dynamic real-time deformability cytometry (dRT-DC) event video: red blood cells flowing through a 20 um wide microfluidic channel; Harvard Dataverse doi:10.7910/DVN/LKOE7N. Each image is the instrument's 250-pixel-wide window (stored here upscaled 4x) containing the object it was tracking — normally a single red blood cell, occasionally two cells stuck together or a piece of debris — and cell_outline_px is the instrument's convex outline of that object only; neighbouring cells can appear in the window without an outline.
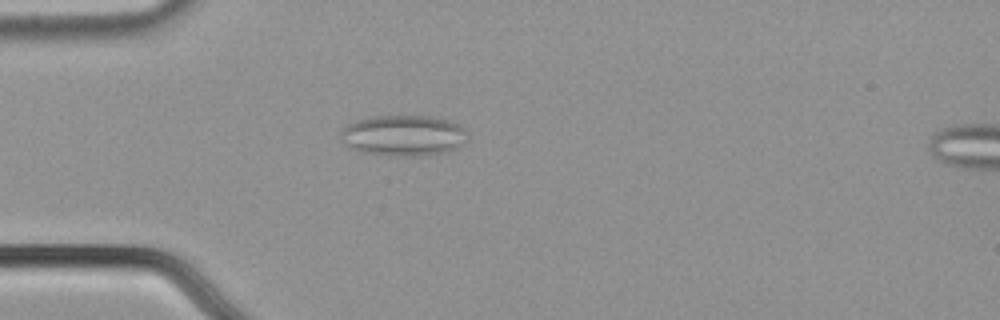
{"species": "common noctule bat (a hibernating species)", "species_latin": "Nyctalus noctula", "temperature_condition": "cold", "stored_images_in_passage": 41, "camera_frame_rate_fps": 3000, "um_per_image_px": 0.085, "animal": {"sex": "male", "body_mass_g": 21.5, "forearm_length_mm": 52.0}, "frame": {"image": 1, "passage_image": 2, "time_ms": 0.333, "image_size_px": [1000, 320], "cell_outline_px": [[468, 140], [456, 148], [448, 152], [412, 156], [400, 156], [364, 152], [352, 148], [344, 144], [340, 140], [340, 132], [348, 124], [360, 120], [376, 116], [428, 116], [460, 124], [468, 132]], "centroid_in_image_um": [34.33, 11.52], "position_along_channel_um": 50.7, "area_um2": 30.0}}
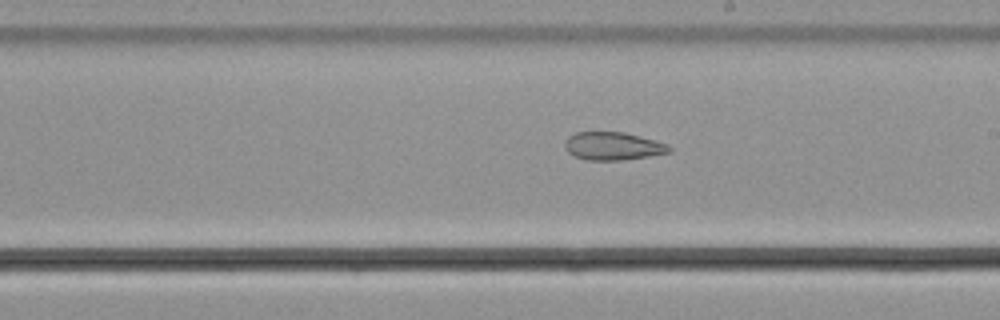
{"frame": {"image": 2, "passage_image": 18, "time_ms": 5.667, "image_size_px": [1000, 320], "cell_outline_px": [[672, 152], [624, 160], [588, 160], [576, 156], [568, 152], [564, 144], [564, 140], [568, 136], [576, 132], [624, 132], [656, 140], [668, 144], [672, 148]], "centroid_in_image_um": [52.12, 12.41], "position_along_channel_um": 236.9, "area_um2": 17.11}}
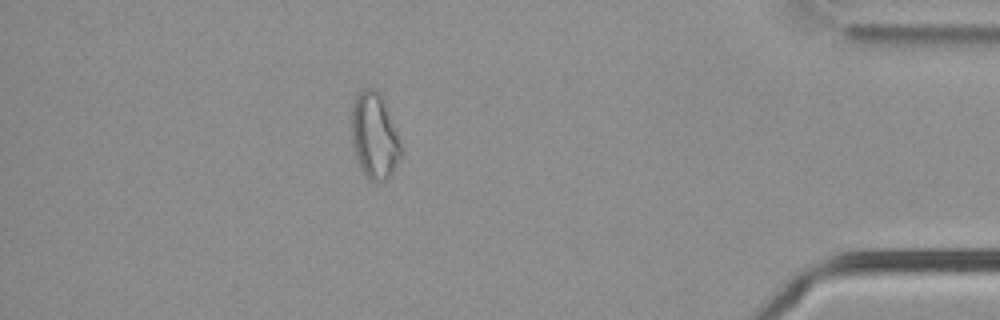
{"frame": {"image": 3, "passage_image": 35, "time_ms": 11.333, "image_size_px": [1000, 320], "cell_outline_px": [[404, 148], [392, 172], [380, 184], [368, 180], [352, 148], [352, 104], [356, 96], [364, 88], [376, 88], [380, 92]], "centroid_in_image_um": [31.84, 11.55], "position_along_channel_um": 403.4, "area_um2": 24.8}, "authors_computed_cell_mechanics": {"area_um2": 19.7676, "velocity_mm_per_s": 3.7185, "shape_relaxation_time_tau1_ms": null, "shape_relaxation_time_tau2_ms": 8.7239, "deformation_change_tau1": null, "deformation_change_tau2": 0.1834}}